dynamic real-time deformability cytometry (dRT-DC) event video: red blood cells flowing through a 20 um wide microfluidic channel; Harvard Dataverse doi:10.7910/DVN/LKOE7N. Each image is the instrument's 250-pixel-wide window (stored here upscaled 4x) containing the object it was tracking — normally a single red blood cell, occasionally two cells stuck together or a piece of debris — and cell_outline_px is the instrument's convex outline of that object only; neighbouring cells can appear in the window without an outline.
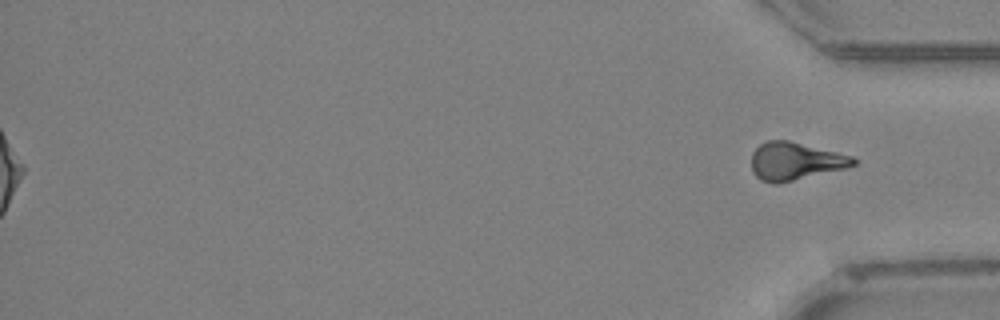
{"species": "Egyptian fruit bat (a non-hibernating species)", "species_latin": "Rousettus aegyptiacus", "temperature_condition": "warm", "stored_images_in_passage": 62, "segment_of_instrument_passage": [2, 2], "camera_frame_rate_fps": 3000, "um_per_image_px": 0.085, "animal": {"sex": "female"}, "frame": {"image": 1, "passage_image": 62, "time_ms": 20.333, "image_size_px": [1000, 320], "cell_outline_px": [[856, 164], [844, 168], [776, 184], [772, 184], [760, 180], [752, 172], [752, 152], [760, 144], [768, 140], [788, 140], [852, 156], [856, 160]], "centroid_in_image_um": [67.54, 13.7], "position_along_channel_um": 367.7, "area_um2": 22.14}}